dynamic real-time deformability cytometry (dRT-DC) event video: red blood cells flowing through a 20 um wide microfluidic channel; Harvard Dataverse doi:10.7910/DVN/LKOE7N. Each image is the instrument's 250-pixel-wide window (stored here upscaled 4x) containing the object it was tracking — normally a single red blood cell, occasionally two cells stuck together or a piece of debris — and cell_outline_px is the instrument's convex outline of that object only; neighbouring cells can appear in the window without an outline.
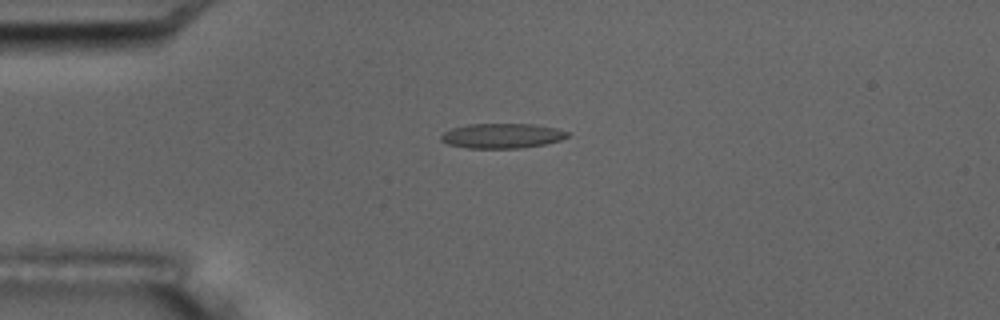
{"species": "common noctule bat (a hibernating species)", "species_latin": "Nyctalus noctula", "temperature_condition": "room temperature", "stored_images_in_passage": 4, "camera_frame_rate_fps": 3000, "um_per_image_px": 0.085, "animal": {"sex": "male", "body_mass_g": 17.5, "forearm_length_mm": 52.3}, "frame": {"image": 1, "passage_image": 4, "time_ms": 3.333, "image_size_px": [1000, 320], "cell_outline_px": [[572, 132], [568, 136], [560, 140], [544, 144], [520, 148], [468, 148], [448, 144], [440, 140], [440, 136], [444, 132], [452, 128], [468, 124], [536, 124], [556, 128]], "centroid_in_image_um": [42.69, 11.54], "position_along_channel_um": 42.3, "area_um2": 18.38}}